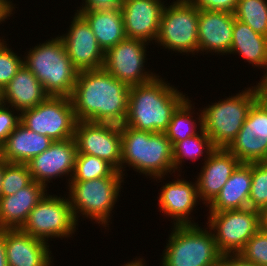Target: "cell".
I'll use <instances>...</instances> for the list:
<instances>
[{
	"mask_svg": "<svg viewBox=\"0 0 267 266\" xmlns=\"http://www.w3.org/2000/svg\"><path fill=\"white\" fill-rule=\"evenodd\" d=\"M11 108L3 103L0 104V145L6 141L20 123V112L16 111L15 113L14 108L12 110Z\"/></svg>",
	"mask_w": 267,
	"mask_h": 266,
	"instance_id": "obj_36",
	"label": "cell"
},
{
	"mask_svg": "<svg viewBox=\"0 0 267 266\" xmlns=\"http://www.w3.org/2000/svg\"><path fill=\"white\" fill-rule=\"evenodd\" d=\"M260 213V229L267 233V208L261 209Z\"/></svg>",
	"mask_w": 267,
	"mask_h": 266,
	"instance_id": "obj_43",
	"label": "cell"
},
{
	"mask_svg": "<svg viewBox=\"0 0 267 266\" xmlns=\"http://www.w3.org/2000/svg\"><path fill=\"white\" fill-rule=\"evenodd\" d=\"M0 266H8L5 246V229H0Z\"/></svg>",
	"mask_w": 267,
	"mask_h": 266,
	"instance_id": "obj_41",
	"label": "cell"
},
{
	"mask_svg": "<svg viewBox=\"0 0 267 266\" xmlns=\"http://www.w3.org/2000/svg\"><path fill=\"white\" fill-rule=\"evenodd\" d=\"M14 6L11 0H0V24L12 16V12L16 8Z\"/></svg>",
	"mask_w": 267,
	"mask_h": 266,
	"instance_id": "obj_40",
	"label": "cell"
},
{
	"mask_svg": "<svg viewBox=\"0 0 267 266\" xmlns=\"http://www.w3.org/2000/svg\"><path fill=\"white\" fill-rule=\"evenodd\" d=\"M76 225L78 223L69 197L61 198L46 193L31 210L20 230L48 243L49 238L72 237L76 232Z\"/></svg>",
	"mask_w": 267,
	"mask_h": 266,
	"instance_id": "obj_9",
	"label": "cell"
},
{
	"mask_svg": "<svg viewBox=\"0 0 267 266\" xmlns=\"http://www.w3.org/2000/svg\"><path fill=\"white\" fill-rule=\"evenodd\" d=\"M73 138L77 154L101 158L121 173V125L77 121Z\"/></svg>",
	"mask_w": 267,
	"mask_h": 266,
	"instance_id": "obj_13",
	"label": "cell"
},
{
	"mask_svg": "<svg viewBox=\"0 0 267 266\" xmlns=\"http://www.w3.org/2000/svg\"><path fill=\"white\" fill-rule=\"evenodd\" d=\"M248 207L259 211L267 208V162L252 163Z\"/></svg>",
	"mask_w": 267,
	"mask_h": 266,
	"instance_id": "obj_33",
	"label": "cell"
},
{
	"mask_svg": "<svg viewBox=\"0 0 267 266\" xmlns=\"http://www.w3.org/2000/svg\"><path fill=\"white\" fill-rule=\"evenodd\" d=\"M3 161L2 159V148H1V145H0V163Z\"/></svg>",
	"mask_w": 267,
	"mask_h": 266,
	"instance_id": "obj_46",
	"label": "cell"
},
{
	"mask_svg": "<svg viewBox=\"0 0 267 266\" xmlns=\"http://www.w3.org/2000/svg\"><path fill=\"white\" fill-rule=\"evenodd\" d=\"M159 77L130 87L124 125L152 133L166 131L172 114L187 97Z\"/></svg>",
	"mask_w": 267,
	"mask_h": 266,
	"instance_id": "obj_2",
	"label": "cell"
},
{
	"mask_svg": "<svg viewBox=\"0 0 267 266\" xmlns=\"http://www.w3.org/2000/svg\"><path fill=\"white\" fill-rule=\"evenodd\" d=\"M165 2L163 0H123L120 9L126 37L147 43L156 41Z\"/></svg>",
	"mask_w": 267,
	"mask_h": 266,
	"instance_id": "obj_17",
	"label": "cell"
},
{
	"mask_svg": "<svg viewBox=\"0 0 267 266\" xmlns=\"http://www.w3.org/2000/svg\"><path fill=\"white\" fill-rule=\"evenodd\" d=\"M27 164L3 161V181L1 196L15 194L32 182Z\"/></svg>",
	"mask_w": 267,
	"mask_h": 266,
	"instance_id": "obj_32",
	"label": "cell"
},
{
	"mask_svg": "<svg viewBox=\"0 0 267 266\" xmlns=\"http://www.w3.org/2000/svg\"><path fill=\"white\" fill-rule=\"evenodd\" d=\"M102 177H124L110 163L88 154H77L70 181H86Z\"/></svg>",
	"mask_w": 267,
	"mask_h": 266,
	"instance_id": "obj_30",
	"label": "cell"
},
{
	"mask_svg": "<svg viewBox=\"0 0 267 266\" xmlns=\"http://www.w3.org/2000/svg\"><path fill=\"white\" fill-rule=\"evenodd\" d=\"M129 89L104 68L79 71L70 96L77 121L123 125Z\"/></svg>",
	"mask_w": 267,
	"mask_h": 266,
	"instance_id": "obj_1",
	"label": "cell"
},
{
	"mask_svg": "<svg viewBox=\"0 0 267 266\" xmlns=\"http://www.w3.org/2000/svg\"><path fill=\"white\" fill-rule=\"evenodd\" d=\"M73 65L79 70L101 69L105 52L99 46L87 21L75 12L68 32L59 36Z\"/></svg>",
	"mask_w": 267,
	"mask_h": 266,
	"instance_id": "obj_16",
	"label": "cell"
},
{
	"mask_svg": "<svg viewBox=\"0 0 267 266\" xmlns=\"http://www.w3.org/2000/svg\"><path fill=\"white\" fill-rule=\"evenodd\" d=\"M47 189L36 181L15 194L0 198V229H20Z\"/></svg>",
	"mask_w": 267,
	"mask_h": 266,
	"instance_id": "obj_22",
	"label": "cell"
},
{
	"mask_svg": "<svg viewBox=\"0 0 267 266\" xmlns=\"http://www.w3.org/2000/svg\"><path fill=\"white\" fill-rule=\"evenodd\" d=\"M2 103V93H1V90H0V104Z\"/></svg>",
	"mask_w": 267,
	"mask_h": 266,
	"instance_id": "obj_47",
	"label": "cell"
},
{
	"mask_svg": "<svg viewBox=\"0 0 267 266\" xmlns=\"http://www.w3.org/2000/svg\"><path fill=\"white\" fill-rule=\"evenodd\" d=\"M201 10L224 11L234 13L238 0H189Z\"/></svg>",
	"mask_w": 267,
	"mask_h": 266,
	"instance_id": "obj_37",
	"label": "cell"
},
{
	"mask_svg": "<svg viewBox=\"0 0 267 266\" xmlns=\"http://www.w3.org/2000/svg\"><path fill=\"white\" fill-rule=\"evenodd\" d=\"M234 16L255 32L267 36V0H238Z\"/></svg>",
	"mask_w": 267,
	"mask_h": 266,
	"instance_id": "obj_31",
	"label": "cell"
},
{
	"mask_svg": "<svg viewBox=\"0 0 267 266\" xmlns=\"http://www.w3.org/2000/svg\"><path fill=\"white\" fill-rule=\"evenodd\" d=\"M2 181H3V161L0 163V198L2 191Z\"/></svg>",
	"mask_w": 267,
	"mask_h": 266,
	"instance_id": "obj_45",
	"label": "cell"
},
{
	"mask_svg": "<svg viewBox=\"0 0 267 266\" xmlns=\"http://www.w3.org/2000/svg\"><path fill=\"white\" fill-rule=\"evenodd\" d=\"M234 27V13L199 9L198 53L229 54Z\"/></svg>",
	"mask_w": 267,
	"mask_h": 266,
	"instance_id": "obj_18",
	"label": "cell"
},
{
	"mask_svg": "<svg viewBox=\"0 0 267 266\" xmlns=\"http://www.w3.org/2000/svg\"><path fill=\"white\" fill-rule=\"evenodd\" d=\"M1 93L2 103L19 112L37 106L49 96L41 82L24 64Z\"/></svg>",
	"mask_w": 267,
	"mask_h": 266,
	"instance_id": "obj_23",
	"label": "cell"
},
{
	"mask_svg": "<svg viewBox=\"0 0 267 266\" xmlns=\"http://www.w3.org/2000/svg\"><path fill=\"white\" fill-rule=\"evenodd\" d=\"M217 266H256L246 261L240 254H223Z\"/></svg>",
	"mask_w": 267,
	"mask_h": 266,
	"instance_id": "obj_39",
	"label": "cell"
},
{
	"mask_svg": "<svg viewBox=\"0 0 267 266\" xmlns=\"http://www.w3.org/2000/svg\"><path fill=\"white\" fill-rule=\"evenodd\" d=\"M6 39H0V90L16 75L23 65V59L10 49ZM6 44V45H5Z\"/></svg>",
	"mask_w": 267,
	"mask_h": 266,
	"instance_id": "obj_34",
	"label": "cell"
},
{
	"mask_svg": "<svg viewBox=\"0 0 267 266\" xmlns=\"http://www.w3.org/2000/svg\"><path fill=\"white\" fill-rule=\"evenodd\" d=\"M135 259V260H134ZM132 261L125 263L124 265L121 266H147L145 263V259L141 258H134Z\"/></svg>",
	"mask_w": 267,
	"mask_h": 266,
	"instance_id": "obj_44",
	"label": "cell"
},
{
	"mask_svg": "<svg viewBox=\"0 0 267 266\" xmlns=\"http://www.w3.org/2000/svg\"><path fill=\"white\" fill-rule=\"evenodd\" d=\"M53 142L48 136L31 131L19 123L1 145L2 159L8 163L26 164L48 149Z\"/></svg>",
	"mask_w": 267,
	"mask_h": 266,
	"instance_id": "obj_24",
	"label": "cell"
},
{
	"mask_svg": "<svg viewBox=\"0 0 267 266\" xmlns=\"http://www.w3.org/2000/svg\"><path fill=\"white\" fill-rule=\"evenodd\" d=\"M23 64L37 77L49 96L70 97L79 70L68 57L65 44L59 37L30 48Z\"/></svg>",
	"mask_w": 267,
	"mask_h": 266,
	"instance_id": "obj_4",
	"label": "cell"
},
{
	"mask_svg": "<svg viewBox=\"0 0 267 266\" xmlns=\"http://www.w3.org/2000/svg\"><path fill=\"white\" fill-rule=\"evenodd\" d=\"M254 86L199 110L203 129L216 148H227L236 138L250 108L260 97L258 84Z\"/></svg>",
	"mask_w": 267,
	"mask_h": 266,
	"instance_id": "obj_5",
	"label": "cell"
},
{
	"mask_svg": "<svg viewBox=\"0 0 267 266\" xmlns=\"http://www.w3.org/2000/svg\"><path fill=\"white\" fill-rule=\"evenodd\" d=\"M251 181L252 163H240L219 194L207 206L209 212L247 208Z\"/></svg>",
	"mask_w": 267,
	"mask_h": 266,
	"instance_id": "obj_25",
	"label": "cell"
},
{
	"mask_svg": "<svg viewBox=\"0 0 267 266\" xmlns=\"http://www.w3.org/2000/svg\"><path fill=\"white\" fill-rule=\"evenodd\" d=\"M226 149L241 163L267 162V101L261 96L250 108L242 128Z\"/></svg>",
	"mask_w": 267,
	"mask_h": 266,
	"instance_id": "obj_14",
	"label": "cell"
},
{
	"mask_svg": "<svg viewBox=\"0 0 267 266\" xmlns=\"http://www.w3.org/2000/svg\"><path fill=\"white\" fill-rule=\"evenodd\" d=\"M82 3L78 10H98L121 7L123 0H82Z\"/></svg>",
	"mask_w": 267,
	"mask_h": 266,
	"instance_id": "obj_38",
	"label": "cell"
},
{
	"mask_svg": "<svg viewBox=\"0 0 267 266\" xmlns=\"http://www.w3.org/2000/svg\"><path fill=\"white\" fill-rule=\"evenodd\" d=\"M20 123L53 141L74 137L77 119L70 97L48 96L37 106L20 112Z\"/></svg>",
	"mask_w": 267,
	"mask_h": 266,
	"instance_id": "obj_10",
	"label": "cell"
},
{
	"mask_svg": "<svg viewBox=\"0 0 267 266\" xmlns=\"http://www.w3.org/2000/svg\"><path fill=\"white\" fill-rule=\"evenodd\" d=\"M215 149L216 147L204 129L194 136L176 142L172 146L174 172H180L182 163L188 159L196 161L200 156H205V162Z\"/></svg>",
	"mask_w": 267,
	"mask_h": 266,
	"instance_id": "obj_29",
	"label": "cell"
},
{
	"mask_svg": "<svg viewBox=\"0 0 267 266\" xmlns=\"http://www.w3.org/2000/svg\"><path fill=\"white\" fill-rule=\"evenodd\" d=\"M166 5L155 44L183 55L198 53L199 9L189 0H176Z\"/></svg>",
	"mask_w": 267,
	"mask_h": 266,
	"instance_id": "obj_8",
	"label": "cell"
},
{
	"mask_svg": "<svg viewBox=\"0 0 267 266\" xmlns=\"http://www.w3.org/2000/svg\"><path fill=\"white\" fill-rule=\"evenodd\" d=\"M237 54L252 66L267 71V36L255 32L234 16L233 38L229 54Z\"/></svg>",
	"mask_w": 267,
	"mask_h": 266,
	"instance_id": "obj_27",
	"label": "cell"
},
{
	"mask_svg": "<svg viewBox=\"0 0 267 266\" xmlns=\"http://www.w3.org/2000/svg\"><path fill=\"white\" fill-rule=\"evenodd\" d=\"M241 162L226 148H216L205 160L198 174L199 200L207 207L219 194L222 187Z\"/></svg>",
	"mask_w": 267,
	"mask_h": 266,
	"instance_id": "obj_20",
	"label": "cell"
},
{
	"mask_svg": "<svg viewBox=\"0 0 267 266\" xmlns=\"http://www.w3.org/2000/svg\"><path fill=\"white\" fill-rule=\"evenodd\" d=\"M48 244L20 229H5L8 266H49L53 256Z\"/></svg>",
	"mask_w": 267,
	"mask_h": 266,
	"instance_id": "obj_21",
	"label": "cell"
},
{
	"mask_svg": "<svg viewBox=\"0 0 267 266\" xmlns=\"http://www.w3.org/2000/svg\"><path fill=\"white\" fill-rule=\"evenodd\" d=\"M239 254L256 266H267V233L260 229L247 241Z\"/></svg>",
	"mask_w": 267,
	"mask_h": 266,
	"instance_id": "obj_35",
	"label": "cell"
},
{
	"mask_svg": "<svg viewBox=\"0 0 267 266\" xmlns=\"http://www.w3.org/2000/svg\"><path fill=\"white\" fill-rule=\"evenodd\" d=\"M121 173L126 166L161 181L165 175L175 174L172 143L165 133H152L121 125ZM127 164V165H126ZM172 172V173H171ZM158 179V180H157Z\"/></svg>",
	"mask_w": 267,
	"mask_h": 266,
	"instance_id": "obj_3",
	"label": "cell"
},
{
	"mask_svg": "<svg viewBox=\"0 0 267 266\" xmlns=\"http://www.w3.org/2000/svg\"><path fill=\"white\" fill-rule=\"evenodd\" d=\"M77 147L74 138L62 141H54L51 146L40 155L27 162L33 181L48 187L47 183L53 179L69 177L67 184L73 175Z\"/></svg>",
	"mask_w": 267,
	"mask_h": 266,
	"instance_id": "obj_15",
	"label": "cell"
},
{
	"mask_svg": "<svg viewBox=\"0 0 267 266\" xmlns=\"http://www.w3.org/2000/svg\"><path fill=\"white\" fill-rule=\"evenodd\" d=\"M197 225L173 226L161 266H217L221 257L213 232Z\"/></svg>",
	"mask_w": 267,
	"mask_h": 266,
	"instance_id": "obj_6",
	"label": "cell"
},
{
	"mask_svg": "<svg viewBox=\"0 0 267 266\" xmlns=\"http://www.w3.org/2000/svg\"><path fill=\"white\" fill-rule=\"evenodd\" d=\"M260 96L267 101V71L258 82Z\"/></svg>",
	"mask_w": 267,
	"mask_h": 266,
	"instance_id": "obj_42",
	"label": "cell"
},
{
	"mask_svg": "<svg viewBox=\"0 0 267 266\" xmlns=\"http://www.w3.org/2000/svg\"><path fill=\"white\" fill-rule=\"evenodd\" d=\"M76 11L87 21L104 52L126 38L120 7Z\"/></svg>",
	"mask_w": 267,
	"mask_h": 266,
	"instance_id": "obj_26",
	"label": "cell"
},
{
	"mask_svg": "<svg viewBox=\"0 0 267 266\" xmlns=\"http://www.w3.org/2000/svg\"><path fill=\"white\" fill-rule=\"evenodd\" d=\"M148 45L143 40L126 37L105 52L103 68L130 87L152 81L158 74L144 68Z\"/></svg>",
	"mask_w": 267,
	"mask_h": 266,
	"instance_id": "obj_12",
	"label": "cell"
},
{
	"mask_svg": "<svg viewBox=\"0 0 267 266\" xmlns=\"http://www.w3.org/2000/svg\"><path fill=\"white\" fill-rule=\"evenodd\" d=\"M191 102L187 96L172 114L171 121L164 132L166 137L171 141L172 146L178 141L198 134L203 129L202 112H199L200 115L196 118V122L192 116L193 113H196L193 111L194 106H192L193 104Z\"/></svg>",
	"mask_w": 267,
	"mask_h": 266,
	"instance_id": "obj_28",
	"label": "cell"
},
{
	"mask_svg": "<svg viewBox=\"0 0 267 266\" xmlns=\"http://www.w3.org/2000/svg\"><path fill=\"white\" fill-rule=\"evenodd\" d=\"M208 213L206 224L213 232L222 255L239 254L247 241L260 230L259 210L250 207Z\"/></svg>",
	"mask_w": 267,
	"mask_h": 266,
	"instance_id": "obj_11",
	"label": "cell"
},
{
	"mask_svg": "<svg viewBox=\"0 0 267 266\" xmlns=\"http://www.w3.org/2000/svg\"><path fill=\"white\" fill-rule=\"evenodd\" d=\"M124 177H102L86 181H70L69 197L73 214L77 223L78 218L83 216L102 227L109 228L110 217L119 192L123 188ZM81 213V214H80ZM111 214V215H110Z\"/></svg>",
	"mask_w": 267,
	"mask_h": 266,
	"instance_id": "obj_7",
	"label": "cell"
},
{
	"mask_svg": "<svg viewBox=\"0 0 267 266\" xmlns=\"http://www.w3.org/2000/svg\"><path fill=\"white\" fill-rule=\"evenodd\" d=\"M158 205L163 214L170 216L173 226L197 225L191 218V212L199 202L197 182L184 178L166 183L160 188ZM190 216V217H189Z\"/></svg>",
	"mask_w": 267,
	"mask_h": 266,
	"instance_id": "obj_19",
	"label": "cell"
}]
</instances>
